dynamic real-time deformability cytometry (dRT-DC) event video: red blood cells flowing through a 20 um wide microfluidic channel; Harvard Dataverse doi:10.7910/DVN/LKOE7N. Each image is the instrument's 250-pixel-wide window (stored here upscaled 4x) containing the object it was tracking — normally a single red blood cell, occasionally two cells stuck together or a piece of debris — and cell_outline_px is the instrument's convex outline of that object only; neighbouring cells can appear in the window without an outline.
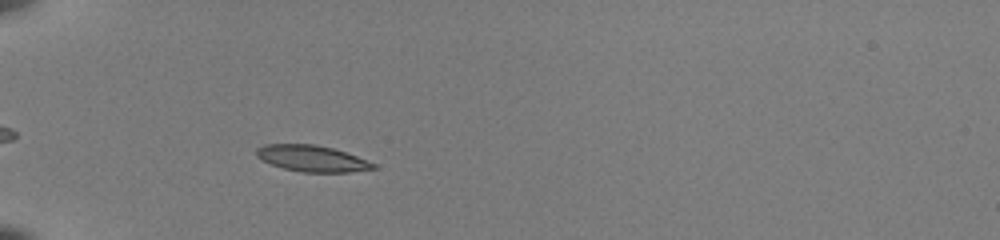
{"species": "common noctule bat (a hibernating species)", "species_latin": "Nyctalus noctula", "temperature_condition": "room temperature", "stored_images_in_passage": 35, "camera_frame_rate_fps": 3000, "um_per_image_px": 0.085, "animal": {"sex": "female", "body_mass_g": 22.0, "forearm_length_mm": 56.7}, "frame": {"image": 1, "passage_image": 1, "time_ms": 0.0, "image_size_px": [1000, 240], "cell_outline_px": [[376, 168], [348, 172], [300, 172], [284, 168], [260, 160], [256, 156], [256, 148], [264, 144], [312, 144], [332, 148], [356, 156], [376, 164]], "centroid_in_image_um": [26.47, 13.47], "position_along_channel_um": 58.5, "area_um2": 17.74}}
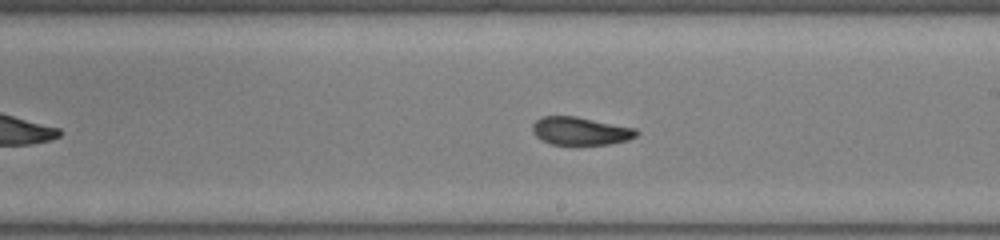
{"frame": {"image": 2, "passage_image": 16, "time_ms": 5.0, "image_size_px": [1000, 240], "cell_outline_px": [[640, 132], [636, 136], [628, 140], [608, 144], [552, 144], [540, 140], [532, 132], [532, 124], [540, 116], [576, 116], [636, 128]], "centroid_in_image_um": [49.32, 11.12], "position_along_channel_um": 239.7, "area_um2": 17.05}}
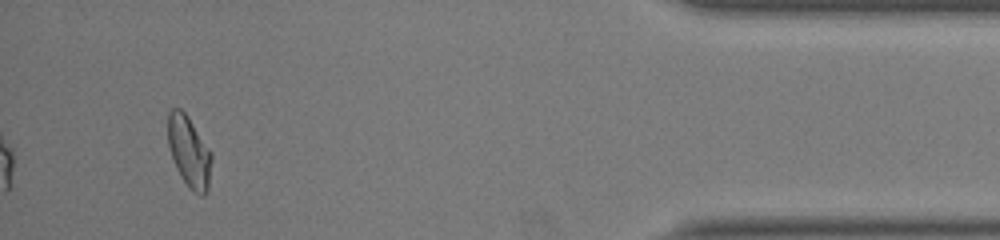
{"frame": {"image": 3, "passage_image": 33, "time_ms": 10.667, "image_size_px": [1000, 240], "cell_outline_px": [[212, 160], [208, 188], [204, 196], [200, 196], [192, 192], [188, 188], [180, 176], [176, 168], [168, 144], [168, 112], [172, 108], [180, 108], [188, 116], [212, 152]], "centroid_in_image_um": [16.08, 12.92], "position_along_channel_um": 419.1, "area_um2": 18.32}, "authors_computed_cell_mechanics": {"area_um2": 17.4556, "velocity_mm_per_s": 3.9874, "shape_relaxation_time_tau1_ms": null, "shape_relaxation_time_tau2_ms": 1.8956, "deformation_change_tau1": null, "deformation_change_tau2": 0.0742}}